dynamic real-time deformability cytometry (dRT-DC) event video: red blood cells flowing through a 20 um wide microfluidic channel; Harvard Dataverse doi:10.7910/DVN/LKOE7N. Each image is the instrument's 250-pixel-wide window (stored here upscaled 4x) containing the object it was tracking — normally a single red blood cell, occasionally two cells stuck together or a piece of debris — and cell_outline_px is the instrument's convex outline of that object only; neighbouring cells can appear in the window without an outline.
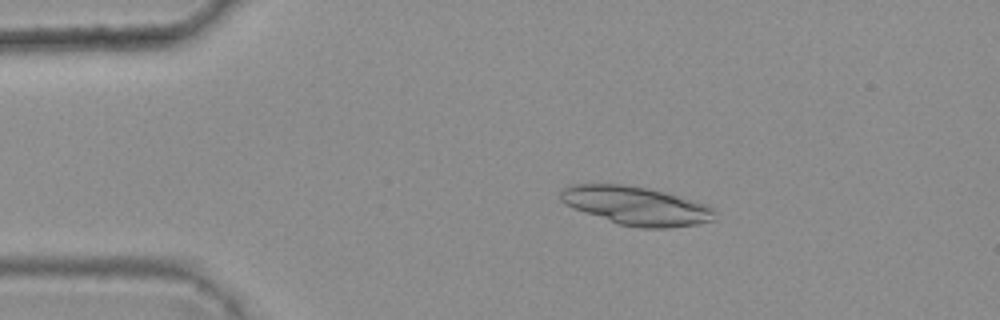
{"species": "common noctule bat (a hibernating species)", "species_latin": "Nyctalus noctula", "temperature_condition": "warm", "stored_images_in_passage": 7, "camera_frame_rate_fps": 3000, "um_per_image_px": 0.085, "animal": {"sex": "female", "body_mass_g": 25.1}, "frame": {"image": 1, "passage_image": 1, "time_ms": 0.0, "image_size_px": [1000, 320], "cell_outline_px": [[716, 212], [712, 220], [696, 224], [668, 228], [640, 228], [620, 224], [584, 212], [560, 200], [560, 192], [564, 188], [572, 184], [624, 184], [648, 188], [664, 192], [708, 204], [716, 208]], "centroid_in_image_um": [54.12, 17.48], "position_along_channel_um": 30.9, "area_um2": 34.39}}
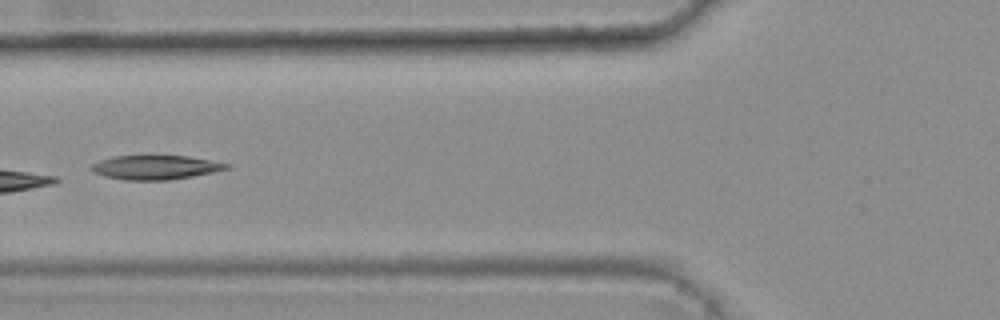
{"frame": {"image": 2, "passage_image": 4, "time_ms": 1.0, "image_size_px": [1000, 320], "cell_outline_px": [[232, 168], [192, 176], [168, 180], [124, 180], [104, 176], [92, 172], [88, 168], [92, 164], [100, 160], [112, 156], [144, 152], [188, 156], [232, 164]], "centroid_in_image_um": [13.17, 14.17], "position_along_channel_um": 112.6, "area_um2": 20.23}}
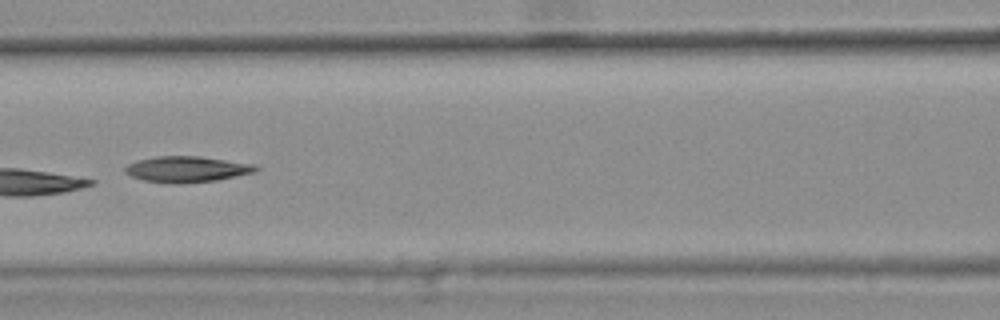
{"frame": {"image": 3, "passage_image": 5, "time_ms": 1.333, "image_size_px": [1000, 320], "cell_outline_px": [[260, 168], [256, 172], [216, 180], [176, 184], [168, 184], [144, 180], [132, 176], [124, 172], [124, 168], [128, 164], [140, 160], [156, 156], [200, 156], [256, 164]], "centroid_in_image_um": [15.91, 14.38], "position_along_channel_um": 150.7, "area_um2": 19.83}}